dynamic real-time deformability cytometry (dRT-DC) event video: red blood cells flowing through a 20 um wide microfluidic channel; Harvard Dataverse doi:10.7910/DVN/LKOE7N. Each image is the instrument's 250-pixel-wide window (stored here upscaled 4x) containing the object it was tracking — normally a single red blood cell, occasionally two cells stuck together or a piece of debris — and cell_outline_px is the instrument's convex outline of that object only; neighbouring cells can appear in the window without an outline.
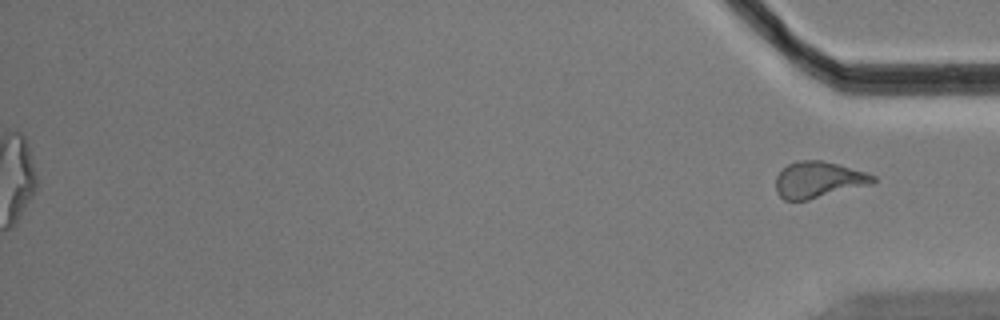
{"species": "Egyptian fruit bat (a non-hibernating species)", "species_latin": "Rousettus aegyptiacus", "temperature_condition": "cold", "stored_images_in_passage": 58, "segment_of_instrument_passage": [2, 2], "camera_frame_rate_fps": 3000, "um_per_image_px": 0.085, "animal": {"sex": "male"}, "frame": {"image": 1, "passage_image": 58, "time_ms": 19.0, "image_size_px": [1000, 320], "cell_outline_px": [[876, 180], [872, 184], [808, 200], [784, 200], [776, 192], [776, 176], [788, 164], [800, 160], [820, 160], [868, 172], [876, 176]], "centroid_in_image_um": [69.58, 15.28], "position_along_channel_um": 365.6, "area_um2": 20.52}}